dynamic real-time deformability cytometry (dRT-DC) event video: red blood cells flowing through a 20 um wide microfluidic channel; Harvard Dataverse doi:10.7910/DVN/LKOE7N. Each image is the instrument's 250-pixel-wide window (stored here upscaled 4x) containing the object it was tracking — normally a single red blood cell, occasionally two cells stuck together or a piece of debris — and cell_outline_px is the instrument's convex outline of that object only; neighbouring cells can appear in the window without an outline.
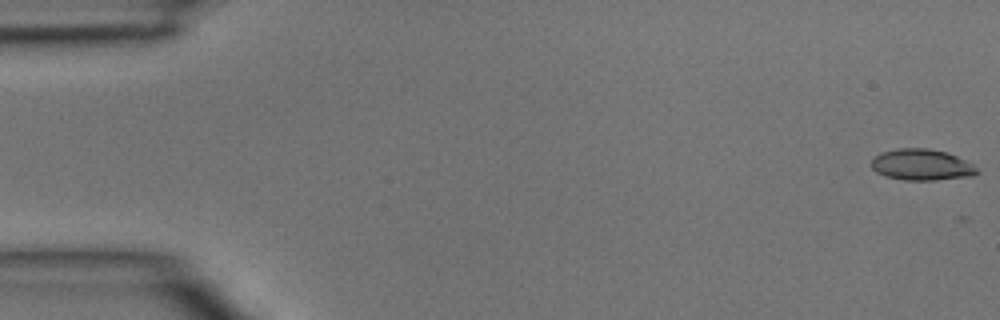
{"species": "common noctule bat (a hibernating species)", "species_latin": "Nyctalus noctula", "temperature_condition": "room temperature", "stored_images_in_passage": 9, "camera_frame_rate_fps": 3000, "um_per_image_px": 0.085, "animal": {"sex": "male", "body_mass_g": 15.6}, "frame": {"image": 1, "passage_image": 1, "time_ms": 0.0, "image_size_px": [1000, 320], "cell_outline_px": [[980, 172], [972, 176], [936, 180], [904, 180], [884, 176], [876, 172], [872, 168], [872, 160], [876, 156], [884, 152], [900, 148], [928, 148], [948, 152], [972, 164]], "centroid_in_image_um": [78.36, 14.01], "position_along_channel_um": 6.6, "area_um2": 19.13}}